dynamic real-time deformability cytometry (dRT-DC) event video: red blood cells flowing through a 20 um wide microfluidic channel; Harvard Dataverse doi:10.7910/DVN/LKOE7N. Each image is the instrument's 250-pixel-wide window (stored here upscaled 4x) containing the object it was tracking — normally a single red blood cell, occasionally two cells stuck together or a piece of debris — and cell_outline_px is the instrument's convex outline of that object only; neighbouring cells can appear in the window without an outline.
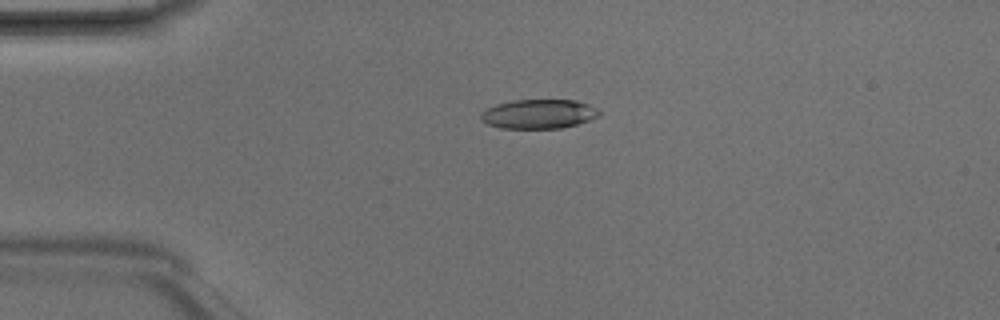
{"species": "Egyptian fruit bat (a non-hibernating species)", "species_latin": "Rousettus aegyptiacus", "temperature_condition": "room temperature", "stored_images_in_passage": 1, "camera_frame_rate_fps": 3000, "um_per_image_px": 0.085, "animal": {"sex": "male"}, "frame": {"image": 1, "passage_image": 1, "time_ms": 0.0, "image_size_px": [1000, 320], "cell_outline_px": [[600, 116], [576, 124], [560, 128], [500, 128], [488, 124], [480, 120], [480, 112], [496, 104], [512, 100], [576, 100], [588, 104], [596, 108], [600, 112]], "centroid_in_image_um": [45.76, 9.68], "position_along_channel_um": 39.2, "area_um2": 20.17}}